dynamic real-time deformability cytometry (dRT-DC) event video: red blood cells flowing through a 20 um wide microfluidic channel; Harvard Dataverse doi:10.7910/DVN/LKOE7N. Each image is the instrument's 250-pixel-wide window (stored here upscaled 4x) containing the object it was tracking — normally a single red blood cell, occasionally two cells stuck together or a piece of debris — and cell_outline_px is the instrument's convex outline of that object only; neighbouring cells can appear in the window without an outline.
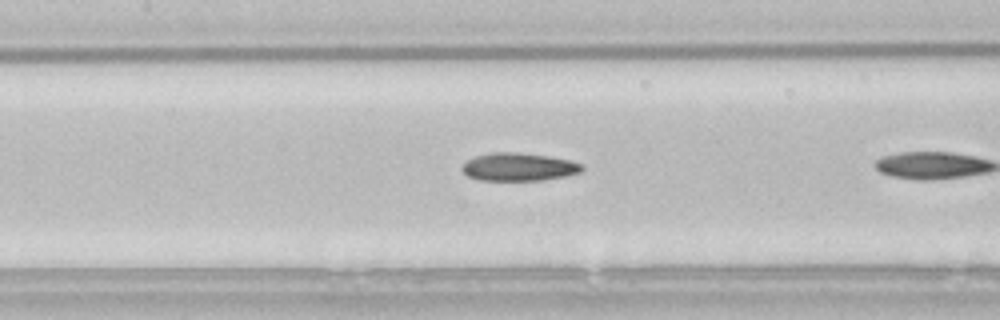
{"species": "common noctule bat (a hibernating species)", "species_latin": "Nyctalus noctula", "temperature_condition": "room temperature", "stored_images_in_passage": 10, "camera_frame_rate_fps": 3000, "um_per_image_px": 0.085, "animal": {"sex": "male", "body_mass_g": 21.5, "forearm_length_mm": 52.0}, "frame": {"image": 1, "passage_image": 9, "time_ms": 2.667, "image_size_px": [1000, 320], "cell_outline_px": [[584, 168], [580, 172], [564, 176], [544, 180], [480, 180], [468, 176], [460, 168], [468, 160], [476, 156], [492, 152], [516, 152], [548, 156], [568, 160], [584, 164]], "centroid_in_image_um": [44.1, 14.19], "position_along_channel_um": 163.3, "area_um2": 19.42}}